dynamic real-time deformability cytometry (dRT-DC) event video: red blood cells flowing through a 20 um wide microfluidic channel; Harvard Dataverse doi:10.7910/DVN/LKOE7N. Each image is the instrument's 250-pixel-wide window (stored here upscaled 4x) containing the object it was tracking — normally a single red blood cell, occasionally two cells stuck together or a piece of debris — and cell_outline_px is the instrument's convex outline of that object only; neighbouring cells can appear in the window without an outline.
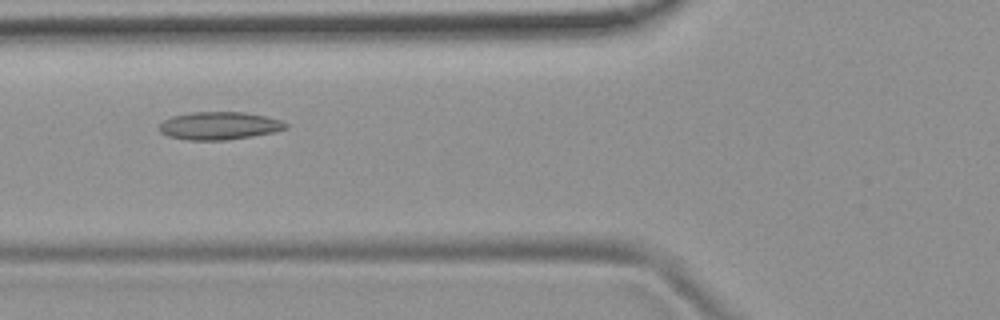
{"species": "common noctule bat (a hibernating species)", "species_latin": "Nyctalus noctula", "temperature_condition": "room temperature", "stored_images_in_passage": 35, "camera_frame_rate_fps": 3000, "um_per_image_px": 0.085, "animal": {"sex": "female", "body_mass_g": 19.9}, "frame": {"image": 1, "passage_image": 7, "time_ms": 2.0, "image_size_px": [1000, 320], "cell_outline_px": [[288, 128], [272, 132], [252, 136], [228, 140], [188, 140], [168, 136], [160, 132], [160, 124], [164, 120], [172, 116], [192, 112], [244, 112], [264, 116], [280, 120], [288, 124]], "centroid_in_image_um": [18.63, 10.69], "position_along_channel_um": 107.2, "area_um2": 20.4}}
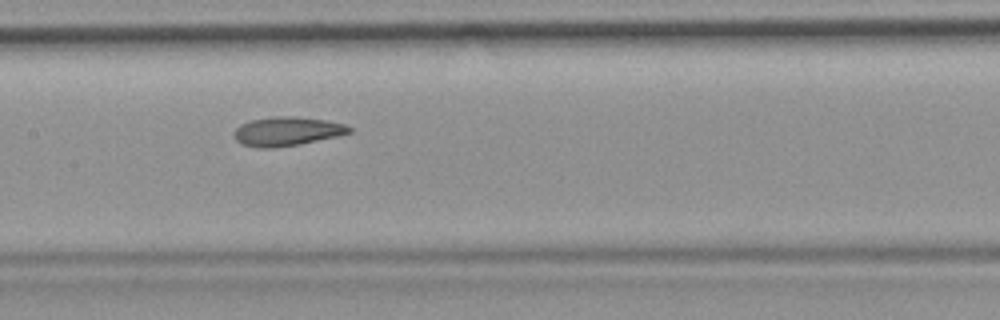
{"frame": {"image": 2, "passage_image": 13, "time_ms": 4.0, "image_size_px": [1000, 320], "cell_outline_px": [[352, 132], [340, 136], [300, 144], [272, 148], [256, 148], [240, 144], [236, 140], [232, 132], [240, 124], [248, 120], [272, 116], [296, 116], [324, 120], [344, 124], [352, 128]], "centroid_in_image_um": [24.36, 11.16], "position_along_channel_um": 183.0, "area_um2": 19.83}}
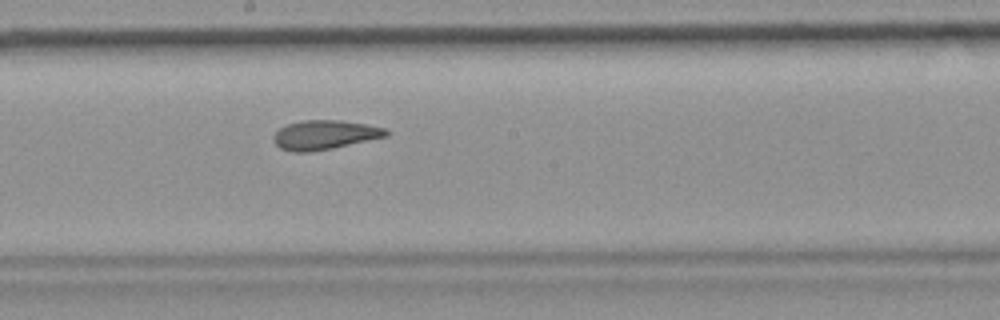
{"frame": {"image": 3, "passage_image": 16, "time_ms": 5.0, "image_size_px": [1000, 320], "cell_outline_px": [[388, 136], [332, 148], [312, 152], [292, 152], [280, 148], [272, 140], [272, 136], [280, 128], [288, 124], [304, 120], [340, 120], [364, 124], [384, 128], [388, 132]], "centroid_in_image_um": [27.55, 11.47], "position_along_channel_um": 220.6, "area_um2": 19.07}, "authors_computed_cell_mechanics": {"area_um2": 19.8254, "velocity_mm_per_s": 3.7858, "shape_relaxation_time_tau1_ms": null, "shape_relaxation_time_tau2_ms": 3.0043, "deformation_change_tau1": null, "deformation_change_tau2": 0.0993}}